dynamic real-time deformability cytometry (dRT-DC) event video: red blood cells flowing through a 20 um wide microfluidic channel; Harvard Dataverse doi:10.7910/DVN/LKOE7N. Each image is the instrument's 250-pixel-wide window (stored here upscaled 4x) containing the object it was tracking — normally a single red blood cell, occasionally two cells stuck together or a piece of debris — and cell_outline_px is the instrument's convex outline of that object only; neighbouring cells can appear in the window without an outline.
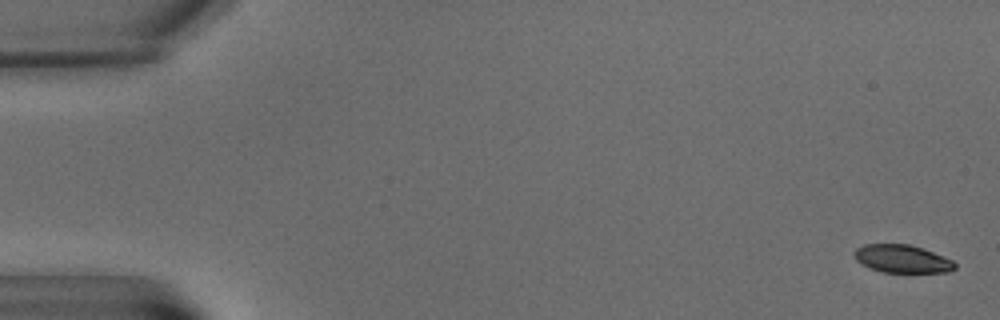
{"species": "common noctule bat (a hibernating species)", "species_latin": "Nyctalus noctula", "temperature_condition": "warm", "stored_images_in_passage": 6, "camera_frame_rate_fps": 3000, "um_per_image_px": 0.085, "animal": {"sex": "male", "body_mass_g": 15.6}, "frame": {"image": 1, "passage_image": 1, "time_ms": 0.0, "image_size_px": [1000, 320], "cell_outline_px": [[956, 268], [948, 272], [884, 272], [868, 268], [856, 260], [852, 252], [856, 248], [864, 244], [908, 244], [932, 252], [952, 260], [956, 264]], "centroid_in_image_um": [76.63, 22.0], "position_along_channel_um": 8.4, "area_um2": 16.3}}
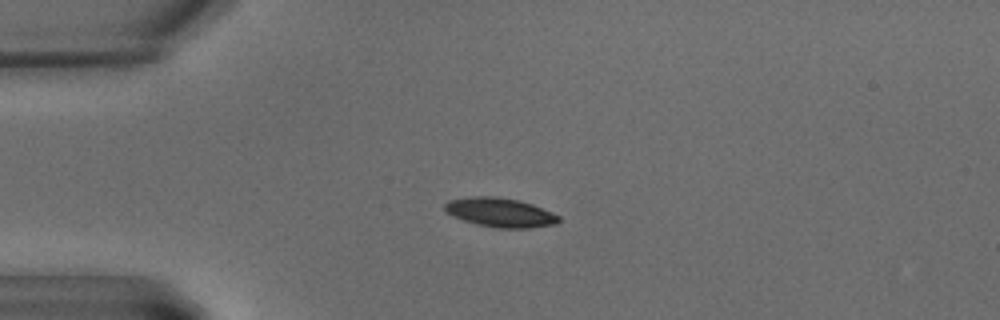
{"frame": {"image": 2, "passage_image": 5, "time_ms": 5.667, "image_size_px": [1000, 320], "cell_outline_px": [[560, 220], [556, 224], [528, 228], [496, 228], [476, 224], [452, 216], [444, 212], [444, 204], [448, 200], [472, 196], [496, 196], [520, 200], [532, 204], [552, 212], [560, 216]], "centroid_in_image_um": [42.49, 18.05], "position_along_channel_um": 42.5, "area_um2": 19.59}}